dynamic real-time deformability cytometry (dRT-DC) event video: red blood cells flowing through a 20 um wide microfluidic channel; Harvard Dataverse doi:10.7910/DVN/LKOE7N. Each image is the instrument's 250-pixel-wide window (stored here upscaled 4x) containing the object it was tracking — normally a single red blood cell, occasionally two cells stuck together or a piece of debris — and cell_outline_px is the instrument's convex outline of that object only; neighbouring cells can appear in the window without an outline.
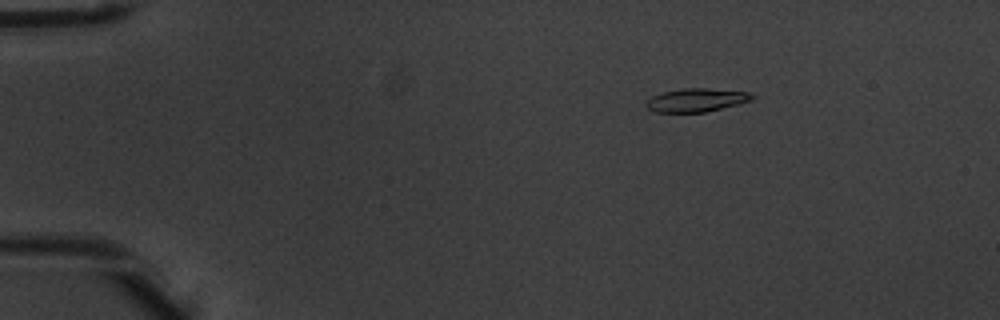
{"species": "common noctule bat (a hibernating species)", "species_latin": "Nyctalus noctula", "temperature_condition": "warm", "stored_images_in_passage": 4, "camera_frame_rate_fps": 3000, "um_per_image_px": 0.085, "animal": {"sex": "male", "body_mass_g": 20.1, "forearm_length_mm": 53.5}, "frame": {"image": 1, "passage_image": 1, "time_ms": 0.0, "image_size_px": [1000, 320], "cell_outline_px": [[756, 96], [752, 100], [740, 104], [704, 112], [656, 112], [648, 108], [644, 104], [652, 96], [664, 92], [680, 88], [708, 88], [748, 92]], "centroid_in_image_um": [59.21, 8.5], "position_along_channel_um": 25.8, "area_um2": 14.45}}
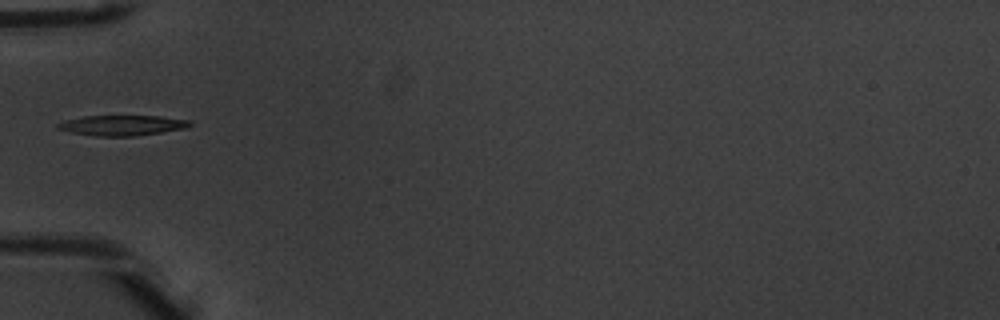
{"frame": {"image": 2, "passage_image": 4, "time_ms": 1.0, "image_size_px": [1000, 320], "cell_outline_px": [[192, 124], [188, 128], [136, 136], [96, 136], [72, 132], [56, 128], [56, 124], [64, 120], [84, 116], [160, 116], [188, 120]], "centroid_in_image_um": [10.39, 10.65], "position_along_channel_um": 74.6, "area_um2": 15.61}}